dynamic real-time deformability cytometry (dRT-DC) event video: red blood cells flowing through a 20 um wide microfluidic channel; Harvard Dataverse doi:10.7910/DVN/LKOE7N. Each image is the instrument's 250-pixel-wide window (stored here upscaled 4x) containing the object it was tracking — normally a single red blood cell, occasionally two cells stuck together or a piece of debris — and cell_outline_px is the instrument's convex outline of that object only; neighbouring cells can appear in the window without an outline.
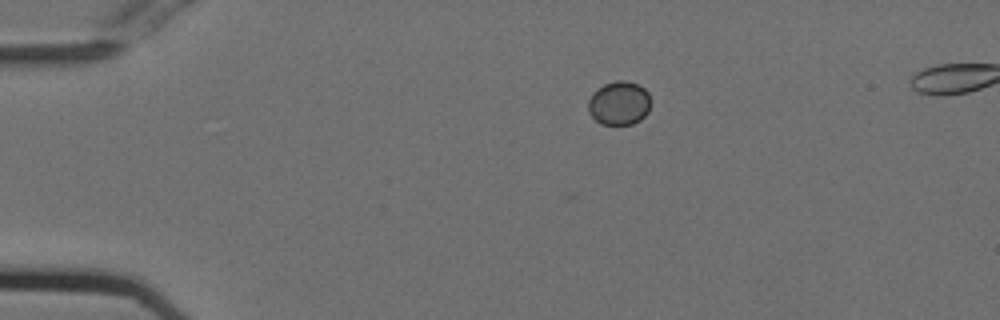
{"species": "Egyptian fruit bat (a non-hibernating species)", "species_latin": "Rousettus aegyptiacus", "temperature_condition": "cold", "stored_images_in_passage": 44, "camera_frame_rate_fps": 3000, "um_per_image_px": 0.085, "animal": {"sex": "female"}, "frame": {"image": 1, "passage_image": 1, "time_ms": 0.0, "image_size_px": [1000, 320], "cell_outline_px": [[652, 104], [648, 112], [640, 120], [632, 124], [600, 124], [588, 112], [588, 100], [596, 88], [604, 84], [616, 80], [624, 80], [636, 84], [644, 88], [648, 92], [652, 100]], "centroid_in_image_um": [52.64, 8.76], "position_along_channel_um": 32.4, "area_um2": 16.18}}
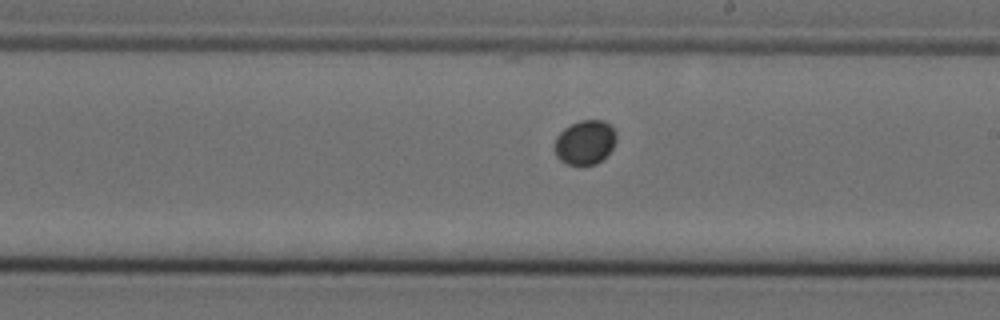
{"frame": {"image": 2, "passage_image": 22, "time_ms": 7.0, "image_size_px": [1000, 320], "cell_outline_px": [[616, 140], [612, 148], [596, 164], [568, 164], [560, 160], [556, 156], [552, 148], [556, 136], [564, 128], [580, 120], [604, 120], [616, 132]], "centroid_in_image_um": [49.68, 12.08], "position_along_channel_um": 239.3, "area_um2": 15.9}}
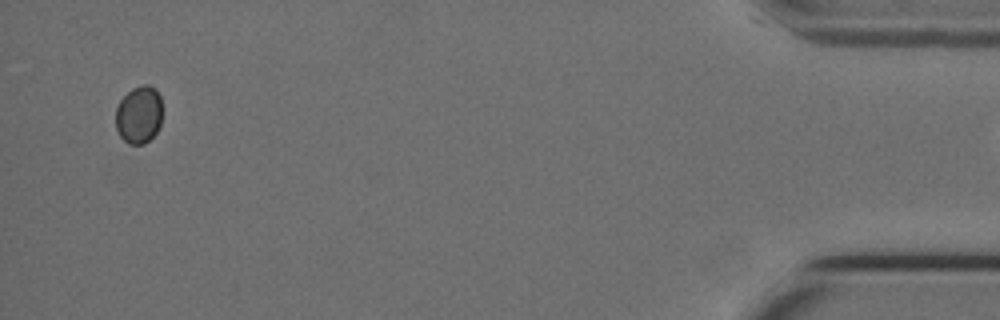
{"frame": {"image": 3, "passage_image": 43, "time_ms": 14.0, "image_size_px": [1000, 320], "cell_outline_px": [[160, 124], [156, 132], [144, 144], [128, 144], [120, 136], [116, 128], [116, 108], [120, 100], [132, 88], [144, 84], [148, 84], [156, 88], [160, 96]], "centroid_in_image_um": [11.79, 9.74], "position_along_channel_um": 423.4, "area_um2": 15.55}}